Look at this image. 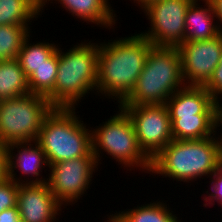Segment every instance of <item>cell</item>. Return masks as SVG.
<instances>
[{"mask_svg":"<svg viewBox=\"0 0 222 222\" xmlns=\"http://www.w3.org/2000/svg\"><path fill=\"white\" fill-rule=\"evenodd\" d=\"M103 41L99 43L97 94L116 98L120 105L134 89L153 45L140 33Z\"/></svg>","mask_w":222,"mask_h":222,"instance_id":"cell-1","label":"cell"},{"mask_svg":"<svg viewBox=\"0 0 222 222\" xmlns=\"http://www.w3.org/2000/svg\"><path fill=\"white\" fill-rule=\"evenodd\" d=\"M216 136L198 140L173 139L151 160L150 174L180 183L211 177L222 161V136Z\"/></svg>","mask_w":222,"mask_h":222,"instance_id":"cell-2","label":"cell"},{"mask_svg":"<svg viewBox=\"0 0 222 222\" xmlns=\"http://www.w3.org/2000/svg\"><path fill=\"white\" fill-rule=\"evenodd\" d=\"M77 44L66 52L58 47L56 82L46 97L55 108H76L91 91L97 96L99 43Z\"/></svg>","mask_w":222,"mask_h":222,"instance_id":"cell-3","label":"cell"},{"mask_svg":"<svg viewBox=\"0 0 222 222\" xmlns=\"http://www.w3.org/2000/svg\"><path fill=\"white\" fill-rule=\"evenodd\" d=\"M184 86L178 47L153 46L134 89L120 105L166 104Z\"/></svg>","mask_w":222,"mask_h":222,"instance_id":"cell-4","label":"cell"},{"mask_svg":"<svg viewBox=\"0 0 222 222\" xmlns=\"http://www.w3.org/2000/svg\"><path fill=\"white\" fill-rule=\"evenodd\" d=\"M75 110L54 108L43 121L36 142L46 154L49 166L92 153V131L75 115Z\"/></svg>","mask_w":222,"mask_h":222,"instance_id":"cell-5","label":"cell"},{"mask_svg":"<svg viewBox=\"0 0 222 222\" xmlns=\"http://www.w3.org/2000/svg\"><path fill=\"white\" fill-rule=\"evenodd\" d=\"M119 111L92 131V152L99 165L102 153L110 155L127 170H138L150 174L151 160L140 149L134 126L127 113ZM101 153V154H100ZM101 155V156H100ZM129 168V169H128Z\"/></svg>","mask_w":222,"mask_h":222,"instance_id":"cell-6","label":"cell"},{"mask_svg":"<svg viewBox=\"0 0 222 222\" xmlns=\"http://www.w3.org/2000/svg\"><path fill=\"white\" fill-rule=\"evenodd\" d=\"M55 107L44 96L28 93L0 101V142L36 141L44 119Z\"/></svg>","mask_w":222,"mask_h":222,"instance_id":"cell-7","label":"cell"},{"mask_svg":"<svg viewBox=\"0 0 222 222\" xmlns=\"http://www.w3.org/2000/svg\"><path fill=\"white\" fill-rule=\"evenodd\" d=\"M118 106L130 117L138 145L150 160L173 140L166 104Z\"/></svg>","mask_w":222,"mask_h":222,"instance_id":"cell-8","label":"cell"},{"mask_svg":"<svg viewBox=\"0 0 222 222\" xmlns=\"http://www.w3.org/2000/svg\"><path fill=\"white\" fill-rule=\"evenodd\" d=\"M194 0H158L151 2L142 12L150 21L148 31L141 35L153 46L179 47L184 43L185 17Z\"/></svg>","mask_w":222,"mask_h":222,"instance_id":"cell-9","label":"cell"},{"mask_svg":"<svg viewBox=\"0 0 222 222\" xmlns=\"http://www.w3.org/2000/svg\"><path fill=\"white\" fill-rule=\"evenodd\" d=\"M97 167L93 152L89 156L51 164L47 185L62 205L72 206L91 186Z\"/></svg>","mask_w":222,"mask_h":222,"instance_id":"cell-10","label":"cell"},{"mask_svg":"<svg viewBox=\"0 0 222 222\" xmlns=\"http://www.w3.org/2000/svg\"><path fill=\"white\" fill-rule=\"evenodd\" d=\"M187 86H205L222 58V32L209 40L185 41L179 47Z\"/></svg>","mask_w":222,"mask_h":222,"instance_id":"cell-11","label":"cell"},{"mask_svg":"<svg viewBox=\"0 0 222 222\" xmlns=\"http://www.w3.org/2000/svg\"><path fill=\"white\" fill-rule=\"evenodd\" d=\"M17 207L21 222H58L56 217L61 215L59 211L64 206L50 191L47 183H42L20 184Z\"/></svg>","mask_w":222,"mask_h":222,"instance_id":"cell-12","label":"cell"},{"mask_svg":"<svg viewBox=\"0 0 222 222\" xmlns=\"http://www.w3.org/2000/svg\"><path fill=\"white\" fill-rule=\"evenodd\" d=\"M14 149H17L15 154ZM8 179L17 184H42L47 183L48 178H39L44 167H49L46 154L36 141L14 142L7 144ZM44 165V166H43ZM18 169V170H17ZM27 176L24 180L16 174V171ZM31 175V176H30ZM30 177V179H29ZM34 177V178H33ZM36 177V179H35ZM32 178V179H31ZM22 179V180H21ZM25 179H27L25 181ZM35 179V180H34Z\"/></svg>","mask_w":222,"mask_h":222,"instance_id":"cell-13","label":"cell"},{"mask_svg":"<svg viewBox=\"0 0 222 222\" xmlns=\"http://www.w3.org/2000/svg\"><path fill=\"white\" fill-rule=\"evenodd\" d=\"M170 118L194 115H215L212 95L204 86L185 85L166 102Z\"/></svg>","mask_w":222,"mask_h":222,"instance_id":"cell-14","label":"cell"},{"mask_svg":"<svg viewBox=\"0 0 222 222\" xmlns=\"http://www.w3.org/2000/svg\"><path fill=\"white\" fill-rule=\"evenodd\" d=\"M205 6H200V0H194L188 7L185 17V41L209 40L218 36L222 30L219 27L213 5L209 0H201ZM203 6V7H202ZM215 18V19H214Z\"/></svg>","mask_w":222,"mask_h":222,"instance_id":"cell-15","label":"cell"},{"mask_svg":"<svg viewBox=\"0 0 222 222\" xmlns=\"http://www.w3.org/2000/svg\"><path fill=\"white\" fill-rule=\"evenodd\" d=\"M53 0L48 1L51 2ZM62 5L68 13L89 24H96L106 29H114L117 15L110 5V0H54Z\"/></svg>","mask_w":222,"mask_h":222,"instance_id":"cell-16","label":"cell"},{"mask_svg":"<svg viewBox=\"0 0 222 222\" xmlns=\"http://www.w3.org/2000/svg\"><path fill=\"white\" fill-rule=\"evenodd\" d=\"M105 222H182L177 215L167 206L166 202L154 201L141 206H134L126 211H116L107 215Z\"/></svg>","mask_w":222,"mask_h":222,"instance_id":"cell-17","label":"cell"},{"mask_svg":"<svg viewBox=\"0 0 222 222\" xmlns=\"http://www.w3.org/2000/svg\"><path fill=\"white\" fill-rule=\"evenodd\" d=\"M171 133L176 140H198L215 136V115L170 118Z\"/></svg>","mask_w":222,"mask_h":222,"instance_id":"cell-18","label":"cell"},{"mask_svg":"<svg viewBox=\"0 0 222 222\" xmlns=\"http://www.w3.org/2000/svg\"><path fill=\"white\" fill-rule=\"evenodd\" d=\"M30 93L28 78L17 58L0 61V101Z\"/></svg>","mask_w":222,"mask_h":222,"instance_id":"cell-19","label":"cell"},{"mask_svg":"<svg viewBox=\"0 0 222 222\" xmlns=\"http://www.w3.org/2000/svg\"><path fill=\"white\" fill-rule=\"evenodd\" d=\"M30 34L25 38L18 53V61L26 77L32 75L39 67L47 63V59L58 49V45L49 42L30 43Z\"/></svg>","mask_w":222,"mask_h":222,"instance_id":"cell-20","label":"cell"},{"mask_svg":"<svg viewBox=\"0 0 222 222\" xmlns=\"http://www.w3.org/2000/svg\"><path fill=\"white\" fill-rule=\"evenodd\" d=\"M40 13L41 10L30 0H0V26H29L34 18L41 16Z\"/></svg>","mask_w":222,"mask_h":222,"instance_id":"cell-21","label":"cell"},{"mask_svg":"<svg viewBox=\"0 0 222 222\" xmlns=\"http://www.w3.org/2000/svg\"><path fill=\"white\" fill-rule=\"evenodd\" d=\"M58 68V49L28 77L30 93L47 97L54 89Z\"/></svg>","mask_w":222,"mask_h":222,"instance_id":"cell-22","label":"cell"},{"mask_svg":"<svg viewBox=\"0 0 222 222\" xmlns=\"http://www.w3.org/2000/svg\"><path fill=\"white\" fill-rule=\"evenodd\" d=\"M30 32L28 25H1L0 61L17 58L22 44Z\"/></svg>","mask_w":222,"mask_h":222,"instance_id":"cell-23","label":"cell"},{"mask_svg":"<svg viewBox=\"0 0 222 222\" xmlns=\"http://www.w3.org/2000/svg\"><path fill=\"white\" fill-rule=\"evenodd\" d=\"M18 188L19 184L8 178L0 183V213L17 206Z\"/></svg>","mask_w":222,"mask_h":222,"instance_id":"cell-24","label":"cell"},{"mask_svg":"<svg viewBox=\"0 0 222 222\" xmlns=\"http://www.w3.org/2000/svg\"><path fill=\"white\" fill-rule=\"evenodd\" d=\"M210 178L211 192H208V190L205 192L207 195L203 197V200L207 203L203 204V206L216 205L214 202H218V205L221 204L222 207V161L218 164L215 173Z\"/></svg>","mask_w":222,"mask_h":222,"instance_id":"cell-25","label":"cell"},{"mask_svg":"<svg viewBox=\"0 0 222 222\" xmlns=\"http://www.w3.org/2000/svg\"><path fill=\"white\" fill-rule=\"evenodd\" d=\"M212 95L213 101H221L222 96V58L218 66L214 69L209 82L204 86ZM220 99V100H219Z\"/></svg>","mask_w":222,"mask_h":222,"instance_id":"cell-26","label":"cell"},{"mask_svg":"<svg viewBox=\"0 0 222 222\" xmlns=\"http://www.w3.org/2000/svg\"><path fill=\"white\" fill-rule=\"evenodd\" d=\"M8 178L7 145L0 142V183Z\"/></svg>","mask_w":222,"mask_h":222,"instance_id":"cell-27","label":"cell"},{"mask_svg":"<svg viewBox=\"0 0 222 222\" xmlns=\"http://www.w3.org/2000/svg\"><path fill=\"white\" fill-rule=\"evenodd\" d=\"M0 222H21L18 207L3 210L0 213Z\"/></svg>","mask_w":222,"mask_h":222,"instance_id":"cell-28","label":"cell"},{"mask_svg":"<svg viewBox=\"0 0 222 222\" xmlns=\"http://www.w3.org/2000/svg\"><path fill=\"white\" fill-rule=\"evenodd\" d=\"M212 5H213V9H214V13L216 15V21L219 24V27L222 30V0H209Z\"/></svg>","mask_w":222,"mask_h":222,"instance_id":"cell-29","label":"cell"},{"mask_svg":"<svg viewBox=\"0 0 222 222\" xmlns=\"http://www.w3.org/2000/svg\"><path fill=\"white\" fill-rule=\"evenodd\" d=\"M215 105V131L217 133V130L220 127L222 129V103L220 101H214Z\"/></svg>","mask_w":222,"mask_h":222,"instance_id":"cell-30","label":"cell"},{"mask_svg":"<svg viewBox=\"0 0 222 222\" xmlns=\"http://www.w3.org/2000/svg\"><path fill=\"white\" fill-rule=\"evenodd\" d=\"M30 1L41 10V14H42V12L44 11V8L47 7L45 5H47L49 0H30Z\"/></svg>","mask_w":222,"mask_h":222,"instance_id":"cell-31","label":"cell"},{"mask_svg":"<svg viewBox=\"0 0 222 222\" xmlns=\"http://www.w3.org/2000/svg\"><path fill=\"white\" fill-rule=\"evenodd\" d=\"M158 1V0H133V2L143 10L146 6H148L151 2Z\"/></svg>","mask_w":222,"mask_h":222,"instance_id":"cell-32","label":"cell"}]
</instances>
